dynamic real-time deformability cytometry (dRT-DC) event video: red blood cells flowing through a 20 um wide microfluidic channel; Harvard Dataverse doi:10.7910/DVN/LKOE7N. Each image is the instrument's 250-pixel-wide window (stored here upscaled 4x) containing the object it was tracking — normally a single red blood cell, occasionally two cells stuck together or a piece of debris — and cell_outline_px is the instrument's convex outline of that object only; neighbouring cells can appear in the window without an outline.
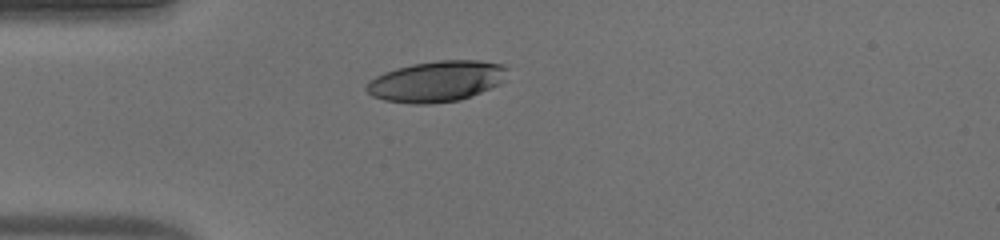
{"species": "human", "species_latin": "Homo sapiens", "temperature_condition": "warm", "stored_images_in_passage": 24, "camera_frame_rate_fps": 3000, "um_per_image_px": 0.085, "donor": {"sex": "male"}, "frame": {"image": 1, "passage_image": 1, "time_ms": 0.0, "image_size_px": [1000, 240], "cell_outline_px": [[488, 64], [476, 88], [472, 92], [464, 96], [448, 100], [396, 100], [408, 68], [424, 64]], "centroid_in_image_um": [37.44, 6.93], "position_along_channel_um": 47.6, "area_um2": 19.02}}
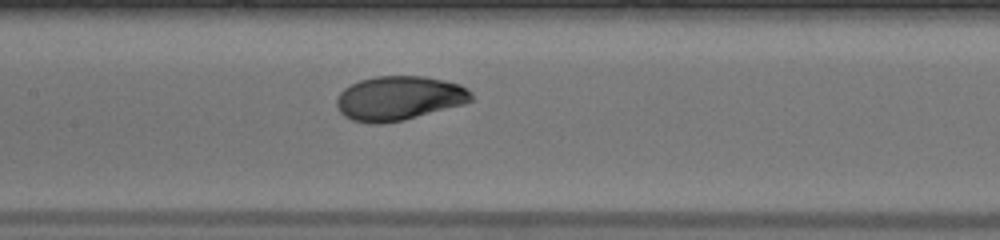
{"frame": {"image": 2, "passage_image": 11, "time_ms": 3.333, "image_size_px": [1000, 240], "cell_outline_px": [[464, 92], [440, 104], [420, 112], [408, 116], [392, 120], [364, 120], [352, 116], [348, 112], [376, 80], [428, 80], [452, 84], [460, 88]], "centroid_in_image_um": [34.14, 8.39], "position_along_channel_um": 173.3, "area_um2": 22.66}}
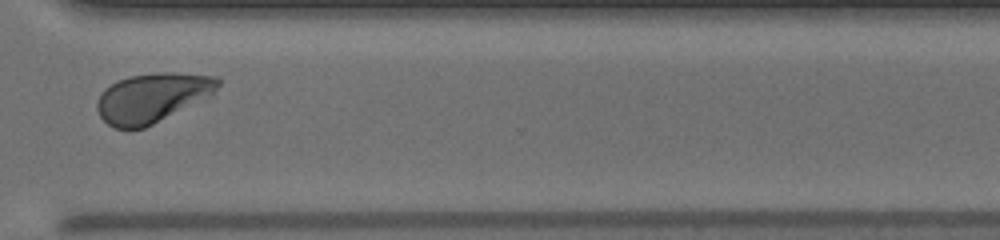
{"frame": {"image": 3, "passage_image": 24, "time_ms": 7.667, "image_size_px": [1000, 240], "cell_outline_px": [[188, 92], [160, 116], [148, 124], [140, 128], [120, 128], [112, 124], [104, 116], [144, 76], [188, 76]], "centroid_in_image_um": [12.56, 8.58], "position_along_channel_um": 358.0, "area_um2": 19.54}}